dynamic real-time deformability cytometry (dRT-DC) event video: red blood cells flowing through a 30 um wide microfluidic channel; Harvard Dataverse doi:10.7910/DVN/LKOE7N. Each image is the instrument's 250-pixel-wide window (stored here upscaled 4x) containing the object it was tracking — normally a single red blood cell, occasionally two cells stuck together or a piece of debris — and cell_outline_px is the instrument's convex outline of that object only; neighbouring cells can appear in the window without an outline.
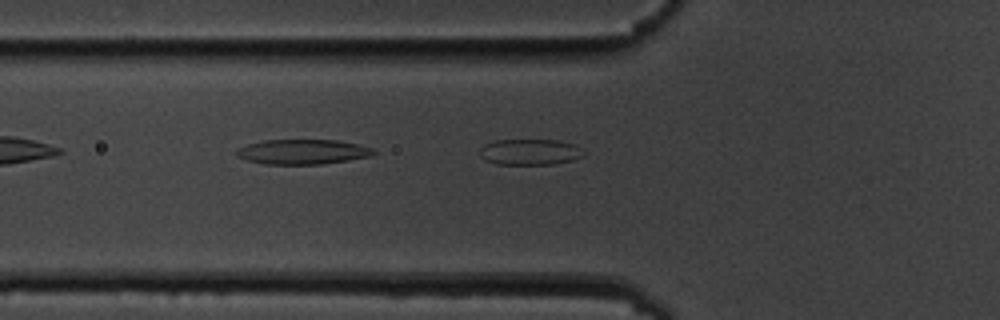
{"species": "common noctule bat (a hibernating species)", "species_latin": "Nyctalus noctula", "temperature_condition": "cold", "stored_images_in_passage": 3, "camera_frame_rate_fps": 3000, "um_per_image_px": 0.085, "animal": {"sex": "male", "body_mass_g": 19.5, "forearm_length_mm": 54.6}, "frame": {"image": 1, "passage_image": 2, "time_ms": 1.0, "image_size_px": [1000, 320], "cell_outline_px": [[584, 156], [572, 160], [552, 164], [496, 164], [484, 160], [480, 156], [480, 148], [484, 144], [496, 140], [560, 140], [576, 144], [584, 148]], "centroid_in_image_um": [45.08, 12.91], "position_along_channel_um": 80.7, "area_um2": 15.95}}
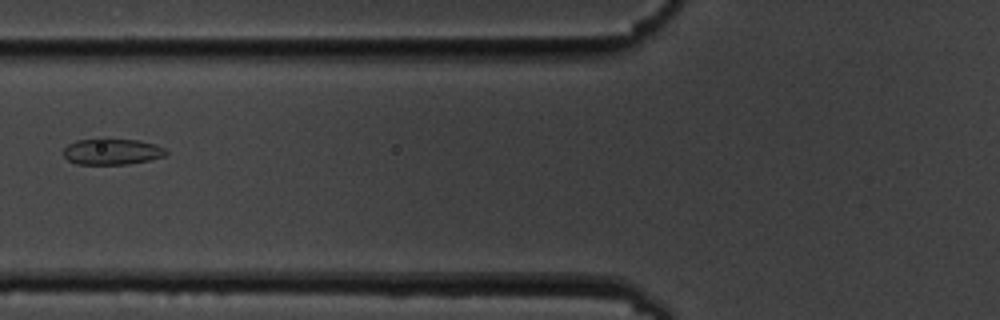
{"frame": {"image": 2, "passage_image": 3, "time_ms": 2.0, "image_size_px": [1000, 320], "cell_outline_px": [[168, 152], [164, 156], [148, 160], [128, 164], [76, 164], [68, 160], [60, 152], [68, 144], [76, 140], [100, 136], [104, 136], [140, 140], [156, 144], [164, 148]], "centroid_in_image_um": [9.46, 12.83], "position_along_channel_um": 116.3, "area_um2": 16.42}}